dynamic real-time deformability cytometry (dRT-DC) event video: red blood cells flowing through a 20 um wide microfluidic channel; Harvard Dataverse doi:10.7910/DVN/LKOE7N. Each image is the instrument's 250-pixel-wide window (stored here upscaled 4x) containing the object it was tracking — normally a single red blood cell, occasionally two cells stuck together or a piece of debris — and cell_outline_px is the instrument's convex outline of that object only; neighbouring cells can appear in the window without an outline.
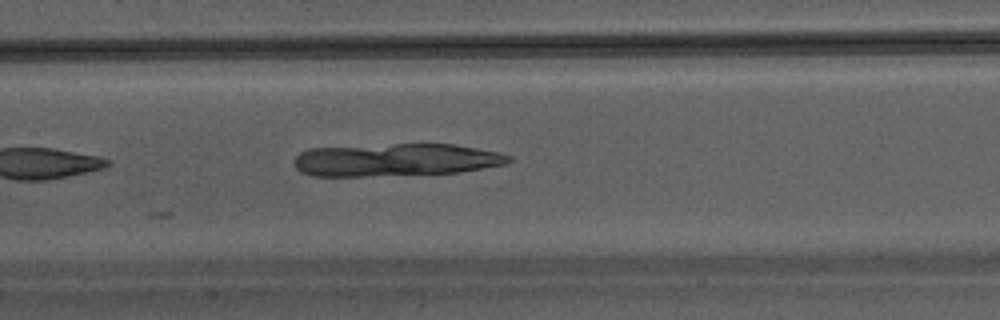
{"species": "Egyptian fruit bat (a non-hibernating species)", "species_latin": "Rousettus aegyptiacus", "temperature_condition": "warm", "stored_images_in_passage": 22, "camera_frame_rate_fps": 3000, "um_per_image_px": 0.085, "animal": {"sex": "male"}, "frame": {"image": 1, "passage_image": 22, "time_ms": 7.0, "image_size_px": [1000, 320], "cell_outline_px": [[512, 160], [504, 164], [460, 172], [364, 176], [312, 176], [300, 172], [296, 168], [296, 156], [300, 152], [308, 148], [392, 144], [452, 144], [500, 152], [512, 156]], "centroid_in_image_um": [33.63, 13.58], "position_along_channel_um": 173.8, "area_um2": 40.75}}